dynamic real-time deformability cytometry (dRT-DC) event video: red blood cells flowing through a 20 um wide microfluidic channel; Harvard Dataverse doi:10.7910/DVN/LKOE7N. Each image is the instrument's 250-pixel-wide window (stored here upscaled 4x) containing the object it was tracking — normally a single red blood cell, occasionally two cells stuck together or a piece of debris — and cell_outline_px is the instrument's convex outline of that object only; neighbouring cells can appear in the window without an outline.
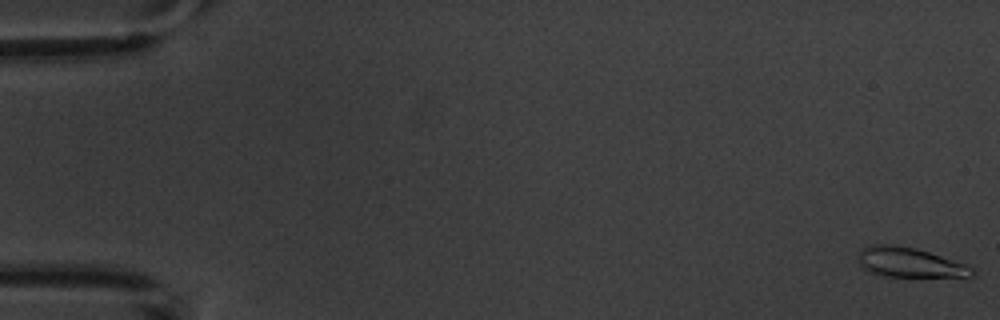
{"species": "common noctule bat (a hibernating species)", "species_latin": "Nyctalus noctula", "temperature_condition": "warm", "stored_images_in_passage": 6, "camera_frame_rate_fps": 3000, "um_per_image_px": 0.085, "animal": {"sex": "male", "body_mass_g": 20.1, "forearm_length_mm": 53.5}, "frame": {"image": 1, "passage_image": 1, "time_ms": 0.0, "image_size_px": [1000, 320], "cell_outline_px": [[976, 272], [972, 276], [884, 276], [872, 272], [864, 268], [860, 264], [856, 256], [860, 248], [872, 244], [896, 244], [916, 248], [964, 264], [972, 268]], "centroid_in_image_um": [77.23, 22.28], "position_along_channel_um": 7.8, "area_um2": 19.54}}